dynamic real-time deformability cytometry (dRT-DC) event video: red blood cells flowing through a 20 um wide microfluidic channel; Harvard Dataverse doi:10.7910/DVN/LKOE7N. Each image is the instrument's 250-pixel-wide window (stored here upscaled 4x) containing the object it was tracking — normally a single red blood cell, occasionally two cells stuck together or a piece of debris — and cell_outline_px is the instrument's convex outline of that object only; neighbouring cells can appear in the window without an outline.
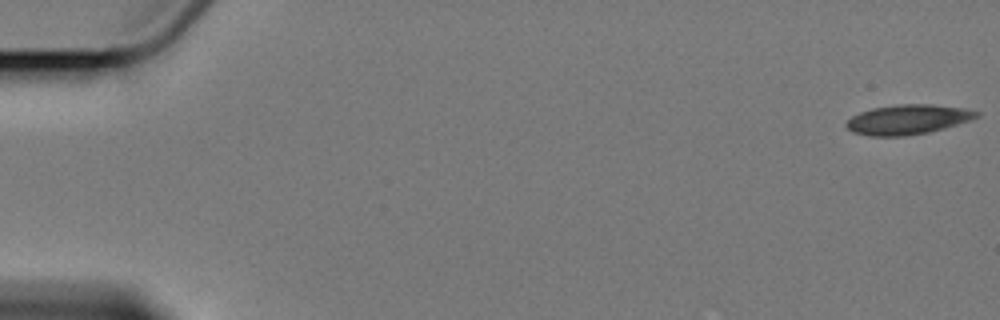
{"species": "Egyptian fruit bat (a non-hibernating species)", "species_latin": "Rousettus aegyptiacus", "temperature_condition": "cold", "stored_images_in_passage": 4, "camera_frame_rate_fps": 3000, "um_per_image_px": 0.085, "animal": {"sex": "female"}, "frame": {"image": 1, "passage_image": 1, "time_ms": 0.0, "image_size_px": [1000, 320], "cell_outline_px": [[980, 116], [972, 120], [928, 132], [904, 136], [872, 136], [852, 132], [844, 124], [852, 116], [860, 112], [872, 108], [896, 104], [932, 104], [964, 108], [980, 112]], "centroid_in_image_um": [77.17, 10.15], "position_along_channel_um": 7.8, "area_um2": 22.6}}